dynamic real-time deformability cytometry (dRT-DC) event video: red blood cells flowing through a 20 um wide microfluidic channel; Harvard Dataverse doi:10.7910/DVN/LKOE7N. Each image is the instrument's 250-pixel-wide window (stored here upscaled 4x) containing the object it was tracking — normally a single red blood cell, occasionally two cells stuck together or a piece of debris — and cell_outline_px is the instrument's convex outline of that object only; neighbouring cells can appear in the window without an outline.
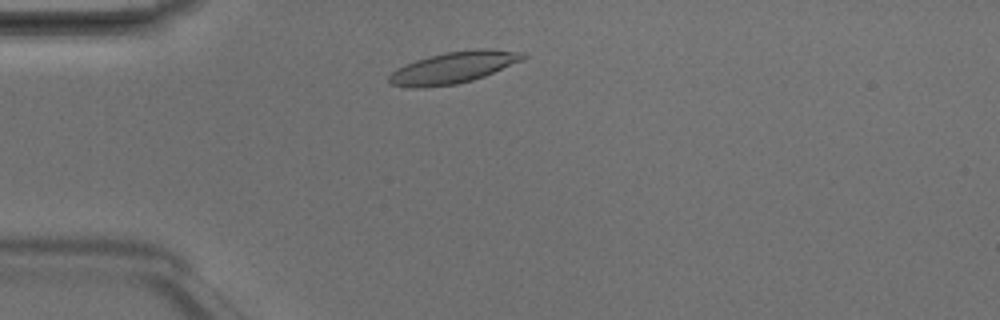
{"species": "Egyptian fruit bat (a non-hibernating species)", "species_latin": "Rousettus aegyptiacus", "temperature_condition": "room temperature", "stored_images_in_passage": 2, "camera_frame_rate_fps": 3000, "um_per_image_px": 0.085, "animal": {"sex": "male"}, "frame": {"image": 1, "passage_image": 1, "time_ms": 0.0, "image_size_px": [1000, 320], "cell_outline_px": [[528, 56], [524, 60], [484, 76], [472, 80], [456, 84], [424, 88], [412, 88], [388, 84], [388, 76], [396, 68], [416, 60], [428, 56], [448, 52], [476, 48], [488, 48], [528, 52]], "centroid_in_image_um": [38.58, 5.73], "position_along_channel_um": 46.4, "area_um2": 25.03}}